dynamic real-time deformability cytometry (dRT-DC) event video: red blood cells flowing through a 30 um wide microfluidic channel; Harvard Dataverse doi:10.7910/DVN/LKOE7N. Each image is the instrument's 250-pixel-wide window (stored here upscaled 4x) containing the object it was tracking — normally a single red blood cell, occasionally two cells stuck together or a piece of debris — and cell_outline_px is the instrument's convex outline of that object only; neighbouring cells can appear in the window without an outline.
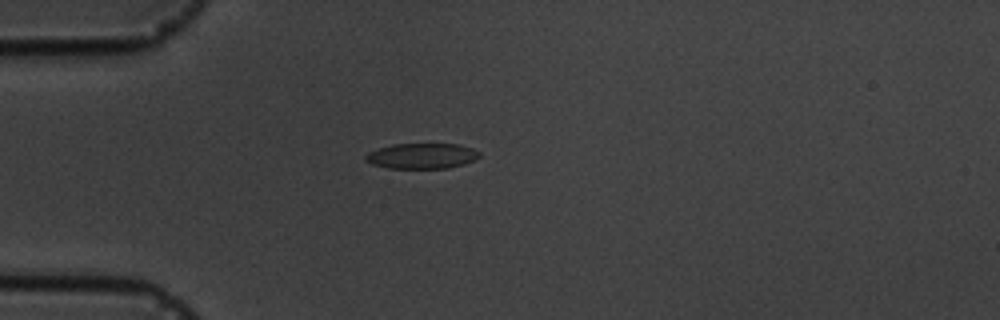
{"species": "common noctule bat (a hibernating species)", "species_latin": "Nyctalus noctula", "temperature_condition": "cold", "stored_images_in_passage": 9, "camera_frame_rate_fps": 3000, "um_per_image_px": 0.085, "animal": {"sex": "male", "body_mass_g": 19.5, "forearm_length_mm": 54.6}, "frame": {"image": 1, "passage_image": 2, "time_ms": 1.333, "image_size_px": [1000, 320], "cell_outline_px": [[480, 156], [476, 160], [464, 164], [448, 168], [388, 168], [372, 164], [364, 160], [364, 156], [368, 152], [392, 144], [460, 144], [472, 148], [480, 152]], "centroid_in_image_um": [35.87, 13.25], "position_along_channel_um": 49.1, "area_um2": 16.99}}
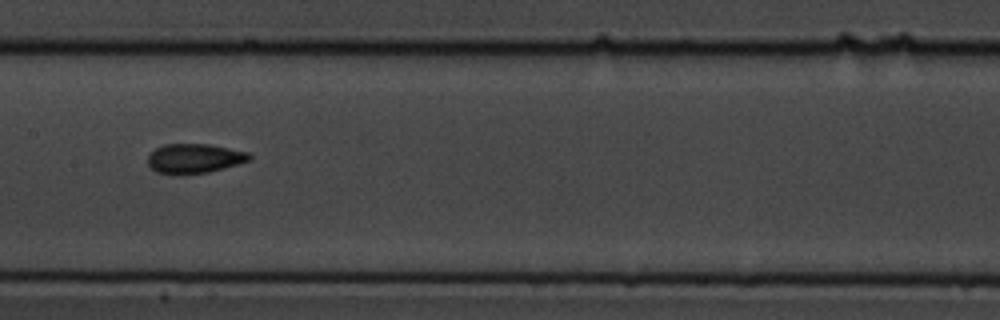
{"frame": {"image": 2, "passage_image": 6, "time_ms": 5.667, "image_size_px": [1000, 320], "cell_outline_px": [[252, 156], [248, 160], [224, 168], [208, 172], [176, 176], [156, 172], [148, 164], [148, 156], [156, 148], [164, 144], [208, 144], [248, 152]], "centroid_in_image_um": [16.47, 13.49], "position_along_channel_um": 190.9, "area_um2": 17.51}}
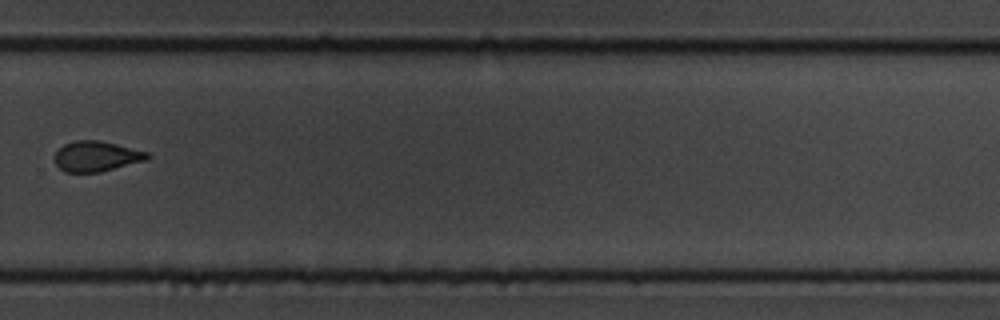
{"frame": {"image": 3, "passage_image": 9, "time_ms": 9.333, "image_size_px": [1000, 320], "cell_outline_px": [[152, 156], [148, 160], [100, 172], [64, 172], [56, 164], [56, 152], [64, 144], [76, 140], [100, 140], [148, 152]], "centroid_in_image_um": [8.23, 13.29], "position_along_channel_um": 321.6, "area_um2": 16.36}}